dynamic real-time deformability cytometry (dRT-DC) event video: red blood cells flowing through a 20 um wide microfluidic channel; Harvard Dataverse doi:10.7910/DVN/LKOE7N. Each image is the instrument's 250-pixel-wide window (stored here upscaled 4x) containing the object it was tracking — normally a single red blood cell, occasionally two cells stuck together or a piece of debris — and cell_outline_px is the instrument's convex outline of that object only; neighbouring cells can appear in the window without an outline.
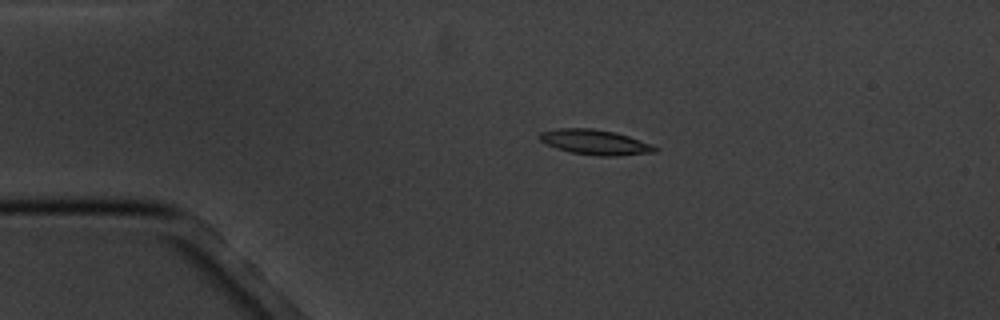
{"species": "common noctule bat (a hibernating species)", "species_latin": "Nyctalus noctula", "temperature_condition": "cold", "stored_images_in_passage": 5, "camera_frame_rate_fps": 3000, "um_per_image_px": 0.085, "animal": {"sex": "male", "body_mass_g": 20.1, "forearm_length_mm": 53.5}, "frame": {"image": 1, "passage_image": 3, "time_ms": 3.0, "image_size_px": [1000, 320], "cell_outline_px": [[660, 148], [656, 152], [616, 156], [596, 156], [572, 152], [556, 148], [540, 140], [536, 136], [540, 132], [556, 128], [592, 128], [616, 132], [652, 144]], "centroid_in_image_um": [50.59, 12.08], "position_along_channel_um": 34.4, "area_um2": 16.99}}
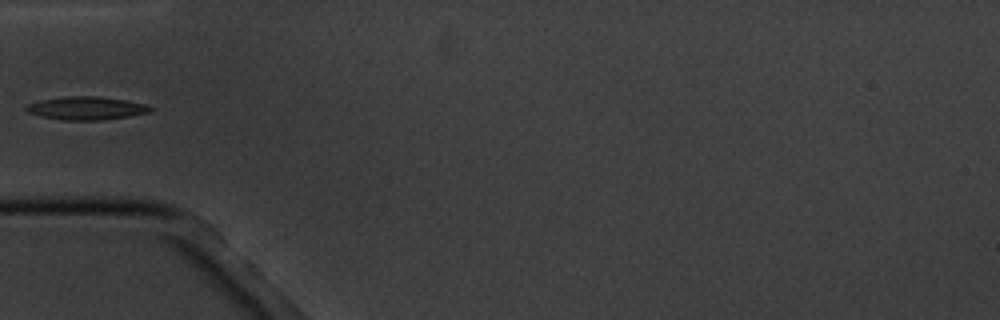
{"frame": {"image": 2, "passage_image": 5, "time_ms": 5.333, "image_size_px": [1000, 320], "cell_outline_px": [[156, 108], [152, 112], [128, 116], [100, 120], [64, 120], [44, 116], [28, 112], [24, 108], [24, 104], [40, 100], [64, 96], [96, 96], [124, 100], [148, 104]], "centroid_in_image_um": [7.37, 9.18], "position_along_channel_um": 77.6, "area_um2": 16.82}}